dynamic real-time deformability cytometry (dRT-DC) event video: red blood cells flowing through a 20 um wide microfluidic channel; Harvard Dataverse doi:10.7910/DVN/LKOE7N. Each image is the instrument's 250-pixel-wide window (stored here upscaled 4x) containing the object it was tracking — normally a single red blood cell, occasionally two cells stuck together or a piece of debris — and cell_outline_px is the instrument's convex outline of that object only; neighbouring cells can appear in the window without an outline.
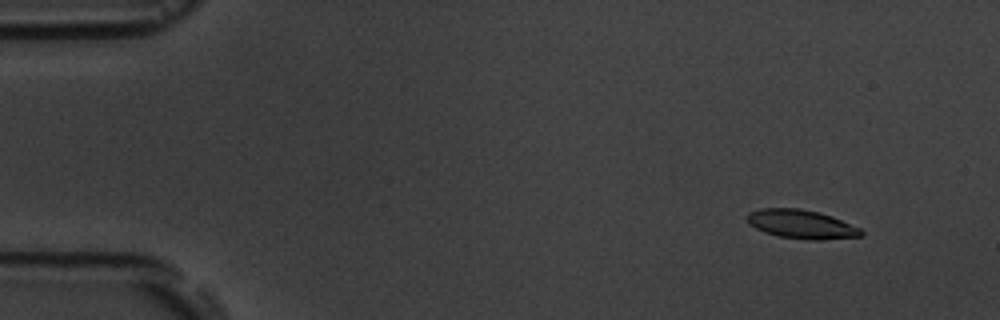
{"species": "common noctule bat (a hibernating species)", "species_latin": "Nyctalus noctula", "temperature_condition": "room temperature", "stored_images_in_passage": 10, "camera_frame_rate_fps": 3000, "um_per_image_px": 0.085, "animal": {"sex": "male", "body_mass_g": 19.5, "forearm_length_mm": 54.6}, "frame": {"image": 1, "passage_image": 2, "time_ms": 1.0, "image_size_px": [1000, 320], "cell_outline_px": [[864, 232], [860, 236], [820, 240], [808, 240], [780, 236], [764, 232], [748, 224], [744, 216], [748, 212], [760, 208], [800, 208], [820, 212], [832, 216], [860, 228]], "centroid_in_image_um": [68.07, 19.04], "position_along_channel_um": 16.9, "area_um2": 19.31}}
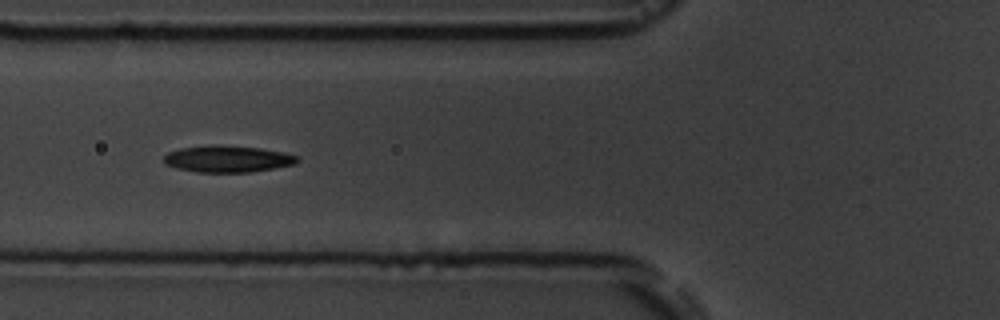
{"frame": {"image": 2, "passage_image": 6, "time_ms": 6.333, "image_size_px": [1000, 320], "cell_outline_px": [[300, 160], [296, 164], [252, 172], [196, 172], [176, 168], [164, 164], [164, 156], [168, 152], [180, 148], [208, 144], [216, 144], [260, 148], [284, 152], [296, 156]], "centroid_in_image_um": [19.33, 13.5], "position_along_channel_um": 106.5, "area_um2": 20.98}}
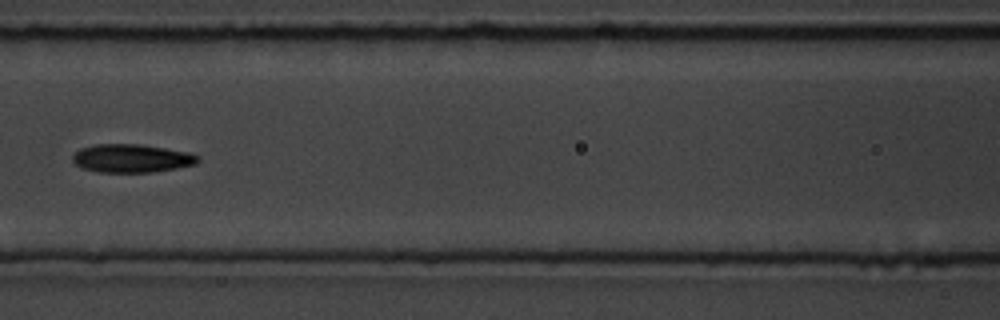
{"frame": {"image": 3, "passage_image": 7, "time_ms": 7.667, "image_size_px": [1000, 320], "cell_outline_px": [[200, 160], [196, 164], [176, 168], [152, 172], [96, 172], [80, 168], [72, 160], [72, 156], [80, 148], [96, 144], [140, 144], [188, 152], [200, 156]], "centroid_in_image_um": [11.17, 13.46], "position_along_channel_um": 155.4, "area_um2": 20.75}}